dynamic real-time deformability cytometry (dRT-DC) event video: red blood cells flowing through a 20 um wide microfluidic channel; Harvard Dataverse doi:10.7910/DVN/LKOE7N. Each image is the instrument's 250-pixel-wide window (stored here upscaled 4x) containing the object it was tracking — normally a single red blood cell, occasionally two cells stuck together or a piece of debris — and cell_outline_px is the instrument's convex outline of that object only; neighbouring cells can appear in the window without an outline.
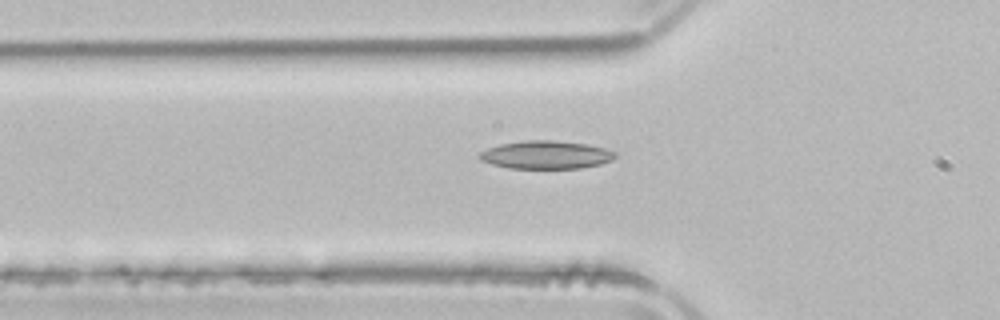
{"species": "common noctule bat (a hibernating species)", "species_latin": "Nyctalus noctula", "temperature_condition": "room temperature", "stored_images_in_passage": 38, "camera_frame_rate_fps": 3000, "um_per_image_px": 0.085, "animal": {"sex": "male", "body_mass_g": 21.5, "forearm_length_mm": 52.0}, "frame": {"image": 1, "passage_image": 4, "time_ms": 1.0, "image_size_px": [1000, 320], "cell_outline_px": [[616, 156], [612, 160], [600, 164], [580, 168], [508, 168], [492, 164], [480, 160], [476, 156], [480, 152], [488, 148], [500, 144], [524, 140], [548, 140], [584, 144], [604, 148], [616, 152]], "centroid_in_image_um": [46.37, 13.16], "position_along_channel_um": 79.4, "area_um2": 22.08}}
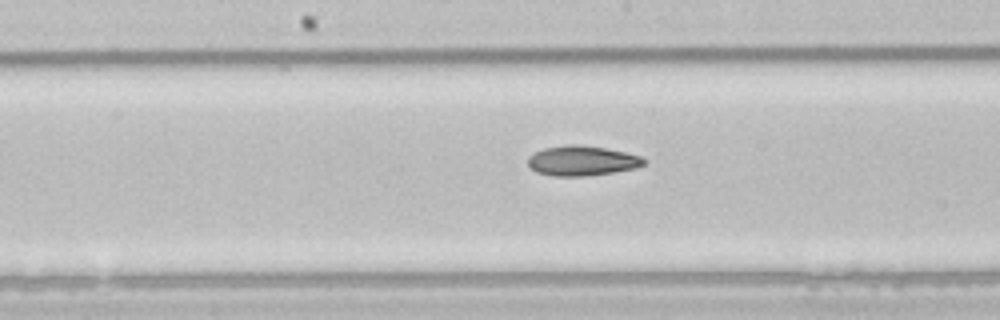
{"frame": {"image": 2, "passage_image": 13, "time_ms": 4.0, "image_size_px": [1000, 320], "cell_outline_px": [[648, 160], [644, 164], [636, 168], [612, 172], [584, 176], [556, 176], [536, 172], [528, 164], [528, 156], [544, 148], [568, 144], [576, 144], [604, 148], [624, 152], [640, 156]], "centroid_in_image_um": [49.47, 13.66], "position_along_channel_um": 198.7, "area_um2": 20.06}}
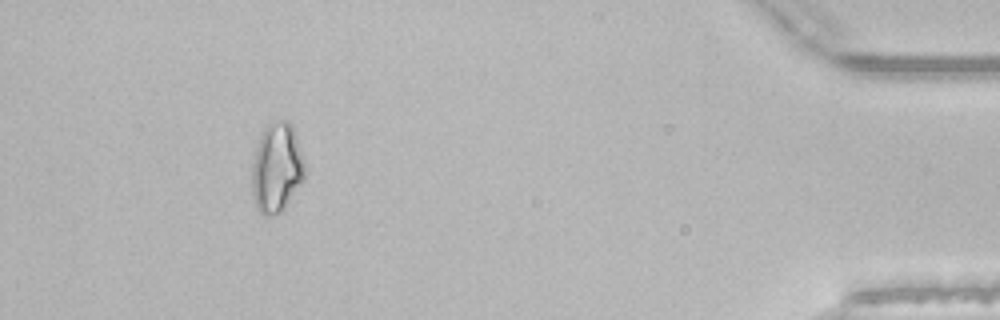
{"frame": {"image": 3, "passage_image": 34, "time_ms": 11.0, "image_size_px": [1000, 320], "cell_outline_px": [[304, 180], [284, 208], [280, 212], [268, 216], [264, 216], [256, 208], [252, 192], [252, 168], [256, 148], [260, 136], [264, 128], [268, 124], [284, 120], [288, 120], [292, 124], [304, 160]], "centroid_in_image_um": [23.52, 14.28], "position_along_channel_um": 411.7, "area_um2": 27.4}}